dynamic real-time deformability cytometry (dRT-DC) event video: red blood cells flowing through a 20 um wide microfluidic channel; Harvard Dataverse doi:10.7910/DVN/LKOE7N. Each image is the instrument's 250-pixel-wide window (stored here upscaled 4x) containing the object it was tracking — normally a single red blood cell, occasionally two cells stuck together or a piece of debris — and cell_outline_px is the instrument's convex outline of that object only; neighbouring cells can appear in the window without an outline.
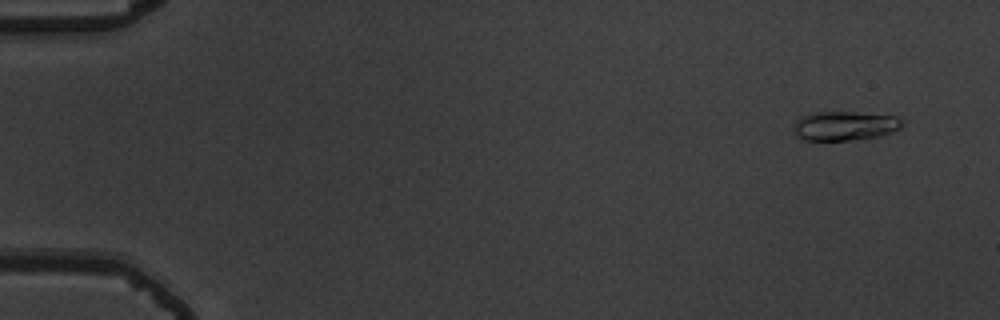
{"species": "common noctule bat (a hibernating species)", "species_latin": "Nyctalus noctula", "temperature_condition": "warm", "stored_images_in_passage": 19, "camera_frame_rate_fps": 3000, "um_per_image_px": 0.085, "animal": {"sex": "male", "body_mass_g": 19.5, "forearm_length_mm": 54.6}, "frame": {"image": 1, "passage_image": 4, "time_ms": 1.0, "image_size_px": [1000, 320], "cell_outline_px": [[904, 124], [900, 128], [892, 132], [880, 136], [856, 140], [804, 140], [796, 136], [792, 128], [796, 120], [800, 116], [812, 112], [856, 112], [896, 116], [904, 120]], "centroid_in_image_um": [71.8, 10.69], "position_along_channel_um": 13.2, "area_um2": 18.84}}